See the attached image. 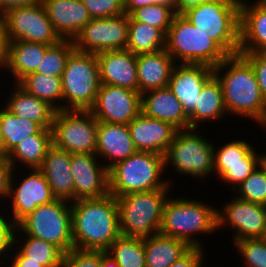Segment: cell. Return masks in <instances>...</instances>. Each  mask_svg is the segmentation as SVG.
Masks as SVG:
<instances>
[{
    "label": "cell",
    "mask_w": 266,
    "mask_h": 267,
    "mask_svg": "<svg viewBox=\"0 0 266 267\" xmlns=\"http://www.w3.org/2000/svg\"><path fill=\"white\" fill-rule=\"evenodd\" d=\"M130 135L138 151L165 156L177 129L170 123L151 118L142 112L129 124Z\"/></svg>",
    "instance_id": "obj_20"
},
{
    "label": "cell",
    "mask_w": 266,
    "mask_h": 267,
    "mask_svg": "<svg viewBox=\"0 0 266 267\" xmlns=\"http://www.w3.org/2000/svg\"><path fill=\"white\" fill-rule=\"evenodd\" d=\"M101 267H119V265L112 256L101 250Z\"/></svg>",
    "instance_id": "obj_53"
},
{
    "label": "cell",
    "mask_w": 266,
    "mask_h": 267,
    "mask_svg": "<svg viewBox=\"0 0 266 267\" xmlns=\"http://www.w3.org/2000/svg\"><path fill=\"white\" fill-rule=\"evenodd\" d=\"M190 248L185 241L160 233L144 238L146 267H169Z\"/></svg>",
    "instance_id": "obj_32"
},
{
    "label": "cell",
    "mask_w": 266,
    "mask_h": 267,
    "mask_svg": "<svg viewBox=\"0 0 266 267\" xmlns=\"http://www.w3.org/2000/svg\"><path fill=\"white\" fill-rule=\"evenodd\" d=\"M259 165L261 168L264 170L266 174V153H261L260 158H259Z\"/></svg>",
    "instance_id": "obj_55"
},
{
    "label": "cell",
    "mask_w": 266,
    "mask_h": 267,
    "mask_svg": "<svg viewBox=\"0 0 266 267\" xmlns=\"http://www.w3.org/2000/svg\"><path fill=\"white\" fill-rule=\"evenodd\" d=\"M196 130H177L164 157L165 168L170 164L178 175L192 176L200 181V178L214 174V143Z\"/></svg>",
    "instance_id": "obj_9"
},
{
    "label": "cell",
    "mask_w": 266,
    "mask_h": 267,
    "mask_svg": "<svg viewBox=\"0 0 266 267\" xmlns=\"http://www.w3.org/2000/svg\"><path fill=\"white\" fill-rule=\"evenodd\" d=\"M53 145L70 154H96L98 121L89 110H58L52 123Z\"/></svg>",
    "instance_id": "obj_11"
},
{
    "label": "cell",
    "mask_w": 266,
    "mask_h": 267,
    "mask_svg": "<svg viewBox=\"0 0 266 267\" xmlns=\"http://www.w3.org/2000/svg\"><path fill=\"white\" fill-rule=\"evenodd\" d=\"M7 70L17 83L25 75L35 72L49 45L24 40L7 41Z\"/></svg>",
    "instance_id": "obj_29"
},
{
    "label": "cell",
    "mask_w": 266,
    "mask_h": 267,
    "mask_svg": "<svg viewBox=\"0 0 266 267\" xmlns=\"http://www.w3.org/2000/svg\"><path fill=\"white\" fill-rule=\"evenodd\" d=\"M258 51H266V7L241 0L239 53Z\"/></svg>",
    "instance_id": "obj_26"
},
{
    "label": "cell",
    "mask_w": 266,
    "mask_h": 267,
    "mask_svg": "<svg viewBox=\"0 0 266 267\" xmlns=\"http://www.w3.org/2000/svg\"><path fill=\"white\" fill-rule=\"evenodd\" d=\"M13 247L14 248H12V252L14 250V252H13L14 254L13 253L8 254V257H9V255H11L10 261H12L11 265H10V262H8L9 263V264H7V265H9L8 267H44L43 265H41V262L27 261V257L24 256L14 245H13ZM16 250H17V252H16Z\"/></svg>",
    "instance_id": "obj_48"
},
{
    "label": "cell",
    "mask_w": 266,
    "mask_h": 267,
    "mask_svg": "<svg viewBox=\"0 0 266 267\" xmlns=\"http://www.w3.org/2000/svg\"><path fill=\"white\" fill-rule=\"evenodd\" d=\"M129 15L91 19L73 39L76 50L97 54L126 49Z\"/></svg>",
    "instance_id": "obj_13"
},
{
    "label": "cell",
    "mask_w": 266,
    "mask_h": 267,
    "mask_svg": "<svg viewBox=\"0 0 266 267\" xmlns=\"http://www.w3.org/2000/svg\"><path fill=\"white\" fill-rule=\"evenodd\" d=\"M7 38L3 24H0V69L6 68L7 62Z\"/></svg>",
    "instance_id": "obj_49"
},
{
    "label": "cell",
    "mask_w": 266,
    "mask_h": 267,
    "mask_svg": "<svg viewBox=\"0 0 266 267\" xmlns=\"http://www.w3.org/2000/svg\"><path fill=\"white\" fill-rule=\"evenodd\" d=\"M0 129L4 139V159L25 138L36 135L42 127L31 120L23 119L5 106L0 108Z\"/></svg>",
    "instance_id": "obj_36"
},
{
    "label": "cell",
    "mask_w": 266,
    "mask_h": 267,
    "mask_svg": "<svg viewBox=\"0 0 266 267\" xmlns=\"http://www.w3.org/2000/svg\"><path fill=\"white\" fill-rule=\"evenodd\" d=\"M26 170L29 171V174L23 172L25 177L22 176L15 183V172L17 174V171L14 169L10 180L9 201L7 203H11L9 204L10 209H8L11 214L7 216L16 225L32 213L37 206L50 203L55 199L43 173L38 168L29 170L26 168Z\"/></svg>",
    "instance_id": "obj_14"
},
{
    "label": "cell",
    "mask_w": 266,
    "mask_h": 267,
    "mask_svg": "<svg viewBox=\"0 0 266 267\" xmlns=\"http://www.w3.org/2000/svg\"><path fill=\"white\" fill-rule=\"evenodd\" d=\"M228 115L223 98L220 82L213 75L202 87L194 110L189 116V128L200 129L199 123L214 122L226 118ZM208 121V122H206Z\"/></svg>",
    "instance_id": "obj_30"
},
{
    "label": "cell",
    "mask_w": 266,
    "mask_h": 267,
    "mask_svg": "<svg viewBox=\"0 0 266 267\" xmlns=\"http://www.w3.org/2000/svg\"><path fill=\"white\" fill-rule=\"evenodd\" d=\"M216 230L217 207L198 199L174 198V196L167 198L159 231L161 235L181 239L190 247L204 248L197 234L208 235Z\"/></svg>",
    "instance_id": "obj_3"
},
{
    "label": "cell",
    "mask_w": 266,
    "mask_h": 267,
    "mask_svg": "<svg viewBox=\"0 0 266 267\" xmlns=\"http://www.w3.org/2000/svg\"><path fill=\"white\" fill-rule=\"evenodd\" d=\"M206 1L208 0H176L175 13L183 14L188 9L196 7Z\"/></svg>",
    "instance_id": "obj_50"
},
{
    "label": "cell",
    "mask_w": 266,
    "mask_h": 267,
    "mask_svg": "<svg viewBox=\"0 0 266 267\" xmlns=\"http://www.w3.org/2000/svg\"><path fill=\"white\" fill-rule=\"evenodd\" d=\"M92 19L125 14L124 0H82Z\"/></svg>",
    "instance_id": "obj_42"
},
{
    "label": "cell",
    "mask_w": 266,
    "mask_h": 267,
    "mask_svg": "<svg viewBox=\"0 0 266 267\" xmlns=\"http://www.w3.org/2000/svg\"><path fill=\"white\" fill-rule=\"evenodd\" d=\"M26 235L41 238L64 253L74 249L71 226V202L54 199L37 206L17 225Z\"/></svg>",
    "instance_id": "obj_10"
},
{
    "label": "cell",
    "mask_w": 266,
    "mask_h": 267,
    "mask_svg": "<svg viewBox=\"0 0 266 267\" xmlns=\"http://www.w3.org/2000/svg\"><path fill=\"white\" fill-rule=\"evenodd\" d=\"M0 211V265L5 266L4 260L9 259L7 258L8 254L12 252L17 225L8 216L4 215V213H6L5 210L0 209ZM1 257L3 260H1Z\"/></svg>",
    "instance_id": "obj_44"
},
{
    "label": "cell",
    "mask_w": 266,
    "mask_h": 267,
    "mask_svg": "<svg viewBox=\"0 0 266 267\" xmlns=\"http://www.w3.org/2000/svg\"><path fill=\"white\" fill-rule=\"evenodd\" d=\"M233 246L244 261V267H266V242L262 238L243 239Z\"/></svg>",
    "instance_id": "obj_41"
},
{
    "label": "cell",
    "mask_w": 266,
    "mask_h": 267,
    "mask_svg": "<svg viewBox=\"0 0 266 267\" xmlns=\"http://www.w3.org/2000/svg\"><path fill=\"white\" fill-rule=\"evenodd\" d=\"M16 84L25 92L46 101L56 111L63 110L61 77L32 72L25 75Z\"/></svg>",
    "instance_id": "obj_34"
},
{
    "label": "cell",
    "mask_w": 266,
    "mask_h": 267,
    "mask_svg": "<svg viewBox=\"0 0 266 267\" xmlns=\"http://www.w3.org/2000/svg\"><path fill=\"white\" fill-rule=\"evenodd\" d=\"M262 239L266 242V228H265L264 236L262 237Z\"/></svg>",
    "instance_id": "obj_59"
},
{
    "label": "cell",
    "mask_w": 266,
    "mask_h": 267,
    "mask_svg": "<svg viewBox=\"0 0 266 267\" xmlns=\"http://www.w3.org/2000/svg\"><path fill=\"white\" fill-rule=\"evenodd\" d=\"M89 111L98 122L128 125L141 113V94L125 87L101 84Z\"/></svg>",
    "instance_id": "obj_17"
},
{
    "label": "cell",
    "mask_w": 266,
    "mask_h": 267,
    "mask_svg": "<svg viewBox=\"0 0 266 267\" xmlns=\"http://www.w3.org/2000/svg\"><path fill=\"white\" fill-rule=\"evenodd\" d=\"M5 10H10L15 7L35 5L41 0H0Z\"/></svg>",
    "instance_id": "obj_52"
},
{
    "label": "cell",
    "mask_w": 266,
    "mask_h": 267,
    "mask_svg": "<svg viewBox=\"0 0 266 267\" xmlns=\"http://www.w3.org/2000/svg\"><path fill=\"white\" fill-rule=\"evenodd\" d=\"M74 50L72 39H62L59 43L49 46L35 72L61 77L68 57Z\"/></svg>",
    "instance_id": "obj_38"
},
{
    "label": "cell",
    "mask_w": 266,
    "mask_h": 267,
    "mask_svg": "<svg viewBox=\"0 0 266 267\" xmlns=\"http://www.w3.org/2000/svg\"><path fill=\"white\" fill-rule=\"evenodd\" d=\"M63 110H89L101 86L96 54L74 50L62 73Z\"/></svg>",
    "instance_id": "obj_8"
},
{
    "label": "cell",
    "mask_w": 266,
    "mask_h": 267,
    "mask_svg": "<svg viewBox=\"0 0 266 267\" xmlns=\"http://www.w3.org/2000/svg\"><path fill=\"white\" fill-rule=\"evenodd\" d=\"M6 10L3 7L1 1H0V24H4L5 18H6Z\"/></svg>",
    "instance_id": "obj_56"
},
{
    "label": "cell",
    "mask_w": 266,
    "mask_h": 267,
    "mask_svg": "<svg viewBox=\"0 0 266 267\" xmlns=\"http://www.w3.org/2000/svg\"><path fill=\"white\" fill-rule=\"evenodd\" d=\"M175 15L176 13L171 7L156 3L134 9L129 14L134 21L148 23L161 29L165 34H167Z\"/></svg>",
    "instance_id": "obj_40"
},
{
    "label": "cell",
    "mask_w": 266,
    "mask_h": 267,
    "mask_svg": "<svg viewBox=\"0 0 266 267\" xmlns=\"http://www.w3.org/2000/svg\"><path fill=\"white\" fill-rule=\"evenodd\" d=\"M213 75L222 86L228 115L247 117L263 128L266 124V100L250 62L240 53L229 55L213 68Z\"/></svg>",
    "instance_id": "obj_1"
},
{
    "label": "cell",
    "mask_w": 266,
    "mask_h": 267,
    "mask_svg": "<svg viewBox=\"0 0 266 267\" xmlns=\"http://www.w3.org/2000/svg\"><path fill=\"white\" fill-rule=\"evenodd\" d=\"M137 151L127 124L98 122L96 155L108 170Z\"/></svg>",
    "instance_id": "obj_22"
},
{
    "label": "cell",
    "mask_w": 266,
    "mask_h": 267,
    "mask_svg": "<svg viewBox=\"0 0 266 267\" xmlns=\"http://www.w3.org/2000/svg\"><path fill=\"white\" fill-rule=\"evenodd\" d=\"M99 161L96 154H71L74 201L100 198L109 193L108 169Z\"/></svg>",
    "instance_id": "obj_18"
},
{
    "label": "cell",
    "mask_w": 266,
    "mask_h": 267,
    "mask_svg": "<svg viewBox=\"0 0 266 267\" xmlns=\"http://www.w3.org/2000/svg\"><path fill=\"white\" fill-rule=\"evenodd\" d=\"M251 64L260 87L261 94L266 100V51L240 53Z\"/></svg>",
    "instance_id": "obj_45"
},
{
    "label": "cell",
    "mask_w": 266,
    "mask_h": 267,
    "mask_svg": "<svg viewBox=\"0 0 266 267\" xmlns=\"http://www.w3.org/2000/svg\"><path fill=\"white\" fill-rule=\"evenodd\" d=\"M101 84L138 91L136 55L127 49L96 54Z\"/></svg>",
    "instance_id": "obj_21"
},
{
    "label": "cell",
    "mask_w": 266,
    "mask_h": 267,
    "mask_svg": "<svg viewBox=\"0 0 266 267\" xmlns=\"http://www.w3.org/2000/svg\"><path fill=\"white\" fill-rule=\"evenodd\" d=\"M155 3L171 7L175 11L176 0H155Z\"/></svg>",
    "instance_id": "obj_54"
},
{
    "label": "cell",
    "mask_w": 266,
    "mask_h": 267,
    "mask_svg": "<svg viewBox=\"0 0 266 267\" xmlns=\"http://www.w3.org/2000/svg\"><path fill=\"white\" fill-rule=\"evenodd\" d=\"M213 76L206 64H178L173 67L168 87L182 103L187 115L195 108L202 87Z\"/></svg>",
    "instance_id": "obj_19"
},
{
    "label": "cell",
    "mask_w": 266,
    "mask_h": 267,
    "mask_svg": "<svg viewBox=\"0 0 266 267\" xmlns=\"http://www.w3.org/2000/svg\"><path fill=\"white\" fill-rule=\"evenodd\" d=\"M214 175L231 186L232 191L240 185L259 165L260 154L246 140H234L215 148Z\"/></svg>",
    "instance_id": "obj_15"
},
{
    "label": "cell",
    "mask_w": 266,
    "mask_h": 267,
    "mask_svg": "<svg viewBox=\"0 0 266 267\" xmlns=\"http://www.w3.org/2000/svg\"><path fill=\"white\" fill-rule=\"evenodd\" d=\"M3 25L7 41L24 40L52 46L62 40L41 1L35 5L7 10Z\"/></svg>",
    "instance_id": "obj_12"
},
{
    "label": "cell",
    "mask_w": 266,
    "mask_h": 267,
    "mask_svg": "<svg viewBox=\"0 0 266 267\" xmlns=\"http://www.w3.org/2000/svg\"><path fill=\"white\" fill-rule=\"evenodd\" d=\"M119 267H146L144 239L120 235L106 250Z\"/></svg>",
    "instance_id": "obj_37"
},
{
    "label": "cell",
    "mask_w": 266,
    "mask_h": 267,
    "mask_svg": "<svg viewBox=\"0 0 266 267\" xmlns=\"http://www.w3.org/2000/svg\"><path fill=\"white\" fill-rule=\"evenodd\" d=\"M61 267H101V250L71 249L64 254Z\"/></svg>",
    "instance_id": "obj_43"
},
{
    "label": "cell",
    "mask_w": 266,
    "mask_h": 267,
    "mask_svg": "<svg viewBox=\"0 0 266 267\" xmlns=\"http://www.w3.org/2000/svg\"><path fill=\"white\" fill-rule=\"evenodd\" d=\"M13 167L6 161L0 159V200L5 201L9 197L10 180L13 172Z\"/></svg>",
    "instance_id": "obj_47"
},
{
    "label": "cell",
    "mask_w": 266,
    "mask_h": 267,
    "mask_svg": "<svg viewBox=\"0 0 266 267\" xmlns=\"http://www.w3.org/2000/svg\"><path fill=\"white\" fill-rule=\"evenodd\" d=\"M172 186L170 184L162 189L117 197L121 235L144 239L158 234L163 219V208Z\"/></svg>",
    "instance_id": "obj_5"
},
{
    "label": "cell",
    "mask_w": 266,
    "mask_h": 267,
    "mask_svg": "<svg viewBox=\"0 0 266 267\" xmlns=\"http://www.w3.org/2000/svg\"><path fill=\"white\" fill-rule=\"evenodd\" d=\"M151 4H155V0H124V11L129 15L134 9Z\"/></svg>",
    "instance_id": "obj_51"
},
{
    "label": "cell",
    "mask_w": 266,
    "mask_h": 267,
    "mask_svg": "<svg viewBox=\"0 0 266 267\" xmlns=\"http://www.w3.org/2000/svg\"><path fill=\"white\" fill-rule=\"evenodd\" d=\"M166 34L148 23L134 21L129 16L126 49L135 55L154 53L165 49Z\"/></svg>",
    "instance_id": "obj_35"
},
{
    "label": "cell",
    "mask_w": 266,
    "mask_h": 267,
    "mask_svg": "<svg viewBox=\"0 0 266 267\" xmlns=\"http://www.w3.org/2000/svg\"><path fill=\"white\" fill-rule=\"evenodd\" d=\"M237 198L266 206V174L258 165L233 191Z\"/></svg>",
    "instance_id": "obj_39"
},
{
    "label": "cell",
    "mask_w": 266,
    "mask_h": 267,
    "mask_svg": "<svg viewBox=\"0 0 266 267\" xmlns=\"http://www.w3.org/2000/svg\"><path fill=\"white\" fill-rule=\"evenodd\" d=\"M167 53L178 64H206L212 68L229 55L182 14H176L166 34ZM177 60V61H176Z\"/></svg>",
    "instance_id": "obj_6"
},
{
    "label": "cell",
    "mask_w": 266,
    "mask_h": 267,
    "mask_svg": "<svg viewBox=\"0 0 266 267\" xmlns=\"http://www.w3.org/2000/svg\"><path fill=\"white\" fill-rule=\"evenodd\" d=\"M0 159H4V139L0 129Z\"/></svg>",
    "instance_id": "obj_57"
},
{
    "label": "cell",
    "mask_w": 266,
    "mask_h": 267,
    "mask_svg": "<svg viewBox=\"0 0 266 267\" xmlns=\"http://www.w3.org/2000/svg\"><path fill=\"white\" fill-rule=\"evenodd\" d=\"M53 145L52 130L42 128L36 135H31L17 144L6 157V161L17 170V163L24 168H39L48 149ZM17 164V165H16Z\"/></svg>",
    "instance_id": "obj_31"
},
{
    "label": "cell",
    "mask_w": 266,
    "mask_h": 267,
    "mask_svg": "<svg viewBox=\"0 0 266 267\" xmlns=\"http://www.w3.org/2000/svg\"><path fill=\"white\" fill-rule=\"evenodd\" d=\"M141 112L170 123L177 130L189 129V116L168 86L141 94Z\"/></svg>",
    "instance_id": "obj_23"
},
{
    "label": "cell",
    "mask_w": 266,
    "mask_h": 267,
    "mask_svg": "<svg viewBox=\"0 0 266 267\" xmlns=\"http://www.w3.org/2000/svg\"><path fill=\"white\" fill-rule=\"evenodd\" d=\"M165 157L152 152L137 151L108 170L109 193L120 197L130 193L151 191L173 185L163 180Z\"/></svg>",
    "instance_id": "obj_4"
},
{
    "label": "cell",
    "mask_w": 266,
    "mask_h": 267,
    "mask_svg": "<svg viewBox=\"0 0 266 267\" xmlns=\"http://www.w3.org/2000/svg\"><path fill=\"white\" fill-rule=\"evenodd\" d=\"M14 246L27 257V261L41 262L44 267L62 266L65 253L59 247L41 238L26 235L18 226L15 229Z\"/></svg>",
    "instance_id": "obj_33"
},
{
    "label": "cell",
    "mask_w": 266,
    "mask_h": 267,
    "mask_svg": "<svg viewBox=\"0 0 266 267\" xmlns=\"http://www.w3.org/2000/svg\"><path fill=\"white\" fill-rule=\"evenodd\" d=\"M71 154L52 145L38 168L45 176L55 199L74 201V177Z\"/></svg>",
    "instance_id": "obj_25"
},
{
    "label": "cell",
    "mask_w": 266,
    "mask_h": 267,
    "mask_svg": "<svg viewBox=\"0 0 266 267\" xmlns=\"http://www.w3.org/2000/svg\"><path fill=\"white\" fill-rule=\"evenodd\" d=\"M55 31L62 39H74L92 19L82 0H41Z\"/></svg>",
    "instance_id": "obj_24"
},
{
    "label": "cell",
    "mask_w": 266,
    "mask_h": 267,
    "mask_svg": "<svg viewBox=\"0 0 266 267\" xmlns=\"http://www.w3.org/2000/svg\"><path fill=\"white\" fill-rule=\"evenodd\" d=\"M204 248L191 247L183 256L169 267H203Z\"/></svg>",
    "instance_id": "obj_46"
},
{
    "label": "cell",
    "mask_w": 266,
    "mask_h": 267,
    "mask_svg": "<svg viewBox=\"0 0 266 267\" xmlns=\"http://www.w3.org/2000/svg\"><path fill=\"white\" fill-rule=\"evenodd\" d=\"M241 0H208L188 9L182 15L196 28L208 31L228 55L239 53Z\"/></svg>",
    "instance_id": "obj_7"
},
{
    "label": "cell",
    "mask_w": 266,
    "mask_h": 267,
    "mask_svg": "<svg viewBox=\"0 0 266 267\" xmlns=\"http://www.w3.org/2000/svg\"><path fill=\"white\" fill-rule=\"evenodd\" d=\"M229 200L217 209V230L222 227L235 230L232 244L243 239L262 238L266 228V206L236 196Z\"/></svg>",
    "instance_id": "obj_16"
},
{
    "label": "cell",
    "mask_w": 266,
    "mask_h": 267,
    "mask_svg": "<svg viewBox=\"0 0 266 267\" xmlns=\"http://www.w3.org/2000/svg\"><path fill=\"white\" fill-rule=\"evenodd\" d=\"M257 3H259L260 5L266 7V0H256Z\"/></svg>",
    "instance_id": "obj_58"
},
{
    "label": "cell",
    "mask_w": 266,
    "mask_h": 267,
    "mask_svg": "<svg viewBox=\"0 0 266 267\" xmlns=\"http://www.w3.org/2000/svg\"><path fill=\"white\" fill-rule=\"evenodd\" d=\"M12 86L15 88L3 105L20 118L34 121L44 129H51L56 110L46 101L25 92L16 83Z\"/></svg>",
    "instance_id": "obj_28"
},
{
    "label": "cell",
    "mask_w": 266,
    "mask_h": 267,
    "mask_svg": "<svg viewBox=\"0 0 266 267\" xmlns=\"http://www.w3.org/2000/svg\"><path fill=\"white\" fill-rule=\"evenodd\" d=\"M175 64L166 49L136 55L138 92L167 87Z\"/></svg>",
    "instance_id": "obj_27"
},
{
    "label": "cell",
    "mask_w": 266,
    "mask_h": 267,
    "mask_svg": "<svg viewBox=\"0 0 266 267\" xmlns=\"http://www.w3.org/2000/svg\"><path fill=\"white\" fill-rule=\"evenodd\" d=\"M71 226L74 249L106 251L121 235L117 198L108 193L71 202Z\"/></svg>",
    "instance_id": "obj_2"
}]
</instances>
